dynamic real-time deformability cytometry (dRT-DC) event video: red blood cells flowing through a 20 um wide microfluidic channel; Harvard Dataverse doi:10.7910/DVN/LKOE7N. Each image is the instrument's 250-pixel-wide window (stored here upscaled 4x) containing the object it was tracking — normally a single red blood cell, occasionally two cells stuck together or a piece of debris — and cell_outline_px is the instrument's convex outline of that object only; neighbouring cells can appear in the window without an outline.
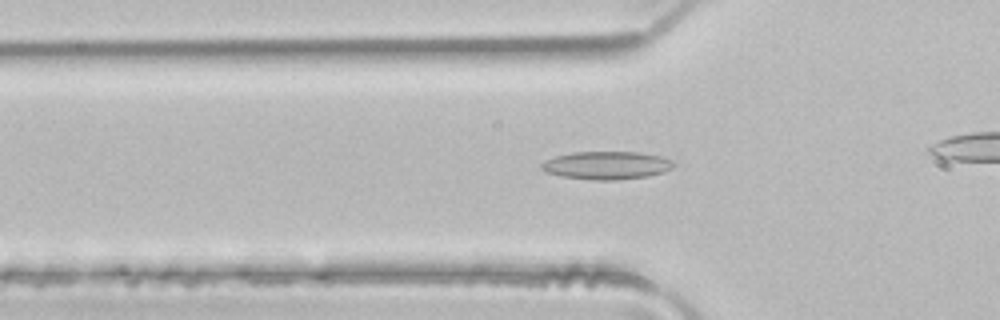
{"species": "common noctule bat (a hibernating species)", "species_latin": "Nyctalus noctula", "temperature_condition": "room temperature", "stored_images_in_passage": 27, "camera_frame_rate_fps": 3000, "um_per_image_px": 0.085, "animal": {"sex": "male", "body_mass_g": 21.5, "forearm_length_mm": 52.0}, "frame": {"image": 1, "passage_image": 3, "time_ms": 0.667, "image_size_px": [1000, 320], "cell_outline_px": [[676, 164], [672, 168], [664, 172], [648, 176], [616, 180], [592, 180], [560, 176], [548, 172], [540, 168], [540, 164], [556, 156], [572, 152], [640, 152], [660, 156], [672, 160]], "centroid_in_image_um": [51.6, 14.05], "position_along_channel_um": 74.2, "area_um2": 21.56}}
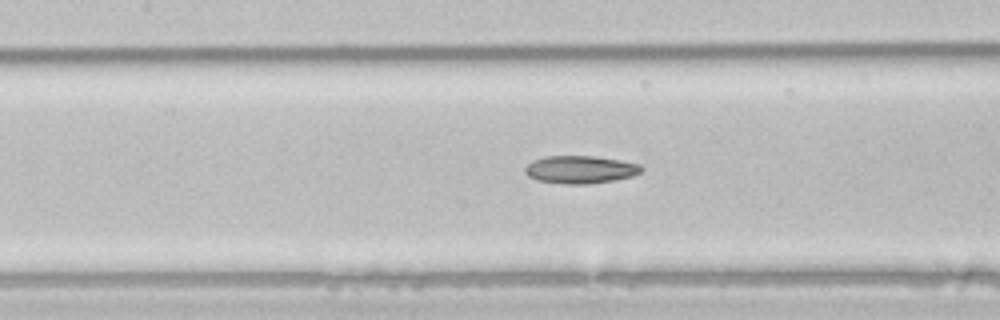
{"frame": {"image": 2, "passage_image": 9, "time_ms": 2.667, "image_size_px": [1000, 320], "cell_outline_px": [[644, 168], [640, 172], [632, 176], [616, 180], [588, 184], [564, 184], [536, 180], [528, 176], [524, 172], [524, 168], [532, 160], [544, 156], [592, 156], [620, 160], [640, 164]], "centroid_in_image_um": [49.31, 14.41], "position_along_channel_um": 158.1, "area_um2": 18.96}}
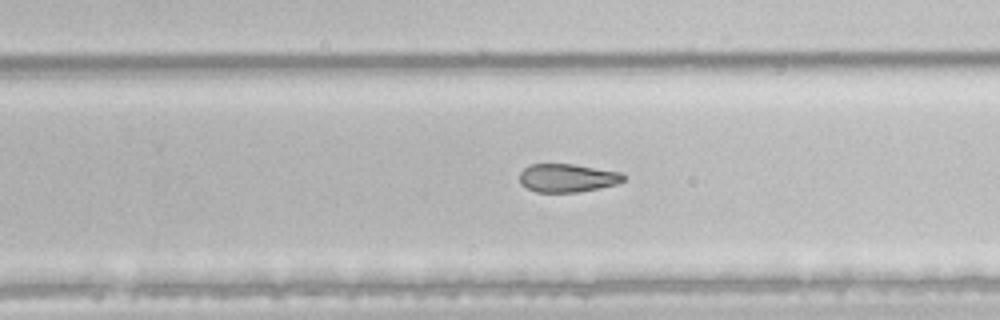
{"frame": {"image": 3, "passage_image": 18, "time_ms": 5.667, "image_size_px": [1000, 320], "cell_outline_px": [[624, 180], [616, 184], [600, 188], [580, 192], [536, 192], [520, 184], [520, 172], [524, 168], [532, 164], [572, 164], [620, 172], [624, 176]], "centroid_in_image_um": [48.21, 15.13], "position_along_channel_um": 281.6, "area_um2": 17.05}}